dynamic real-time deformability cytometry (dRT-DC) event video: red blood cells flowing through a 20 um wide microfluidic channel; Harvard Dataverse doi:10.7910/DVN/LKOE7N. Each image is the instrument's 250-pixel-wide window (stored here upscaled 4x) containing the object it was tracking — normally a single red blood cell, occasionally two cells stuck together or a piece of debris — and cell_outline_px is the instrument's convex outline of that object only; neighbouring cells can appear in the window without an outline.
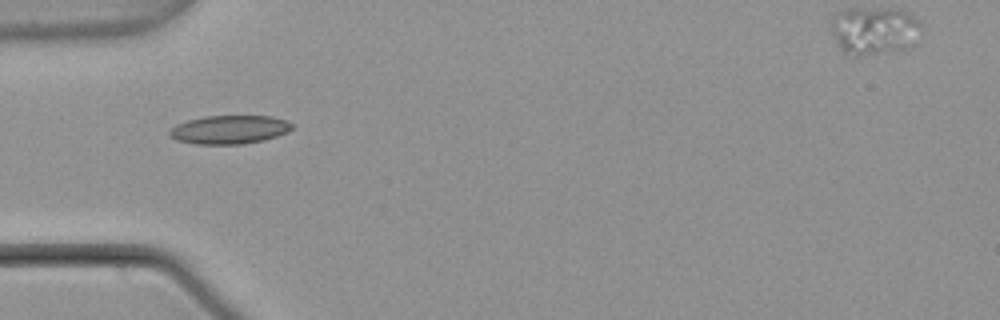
{"species": "common noctule bat (a hibernating species)", "species_latin": "Nyctalus noctula", "temperature_condition": "warm", "stored_images_in_passage": 3, "camera_frame_rate_fps": 3000, "um_per_image_px": 0.085, "animal": {"sex": "male", "body_mass_g": 21.5, "forearm_length_mm": 52.0}, "frame": {"image": 1, "passage_image": 1, "time_ms": 0.0, "image_size_px": [1000, 320], "cell_outline_px": [[292, 128], [288, 132], [264, 140], [244, 144], [196, 144], [176, 140], [168, 136], [168, 132], [176, 124], [188, 120], [204, 116], [272, 116], [284, 120], [292, 124]], "centroid_in_image_um": [19.47, 11.02], "position_along_channel_um": 65.5, "area_um2": 20.4}}
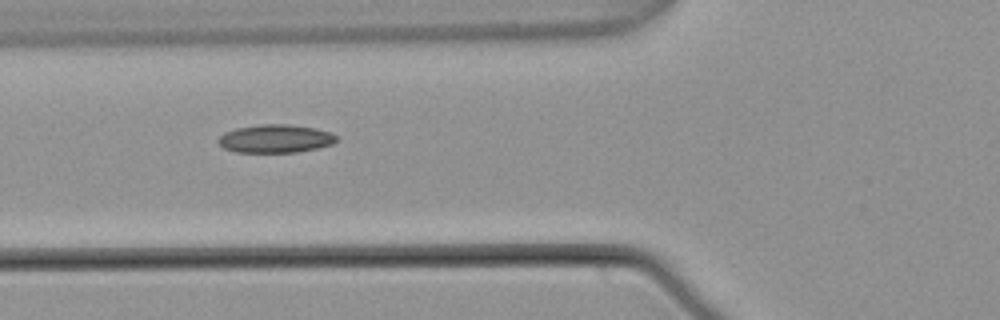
{"frame": {"image": 2, "passage_image": 2, "time_ms": 0.333, "image_size_px": [1000, 320], "cell_outline_px": [[336, 140], [332, 144], [316, 148], [296, 152], [236, 152], [224, 148], [216, 140], [224, 132], [236, 128], [260, 124], [288, 124], [316, 128], [332, 132], [336, 136]], "centroid_in_image_um": [23.4, 11.77], "position_along_channel_um": 102.4, "area_um2": 19.42}}
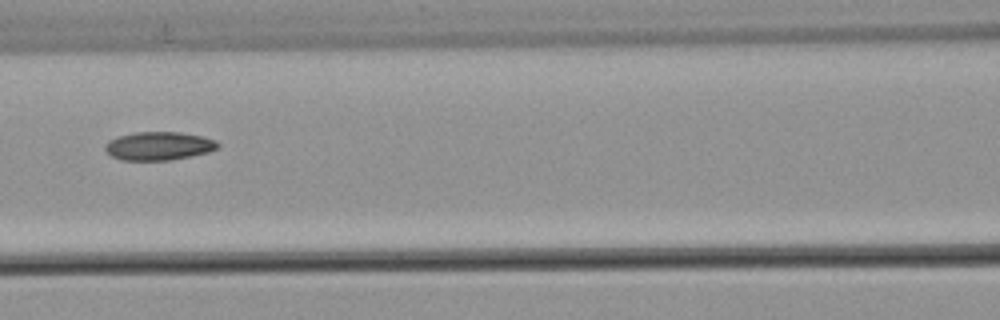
{"frame": {"image": 3, "passage_image": 3, "time_ms": 0.667, "image_size_px": [1000, 320], "cell_outline_px": [[220, 148], [208, 152], [192, 156], [172, 160], [120, 160], [112, 156], [104, 148], [104, 144], [108, 140], [120, 136], [136, 132], [180, 132], [200, 136], [216, 140], [220, 144]], "centroid_in_image_um": [13.52, 12.41], "position_along_channel_um": 153.1, "area_um2": 18.73}}